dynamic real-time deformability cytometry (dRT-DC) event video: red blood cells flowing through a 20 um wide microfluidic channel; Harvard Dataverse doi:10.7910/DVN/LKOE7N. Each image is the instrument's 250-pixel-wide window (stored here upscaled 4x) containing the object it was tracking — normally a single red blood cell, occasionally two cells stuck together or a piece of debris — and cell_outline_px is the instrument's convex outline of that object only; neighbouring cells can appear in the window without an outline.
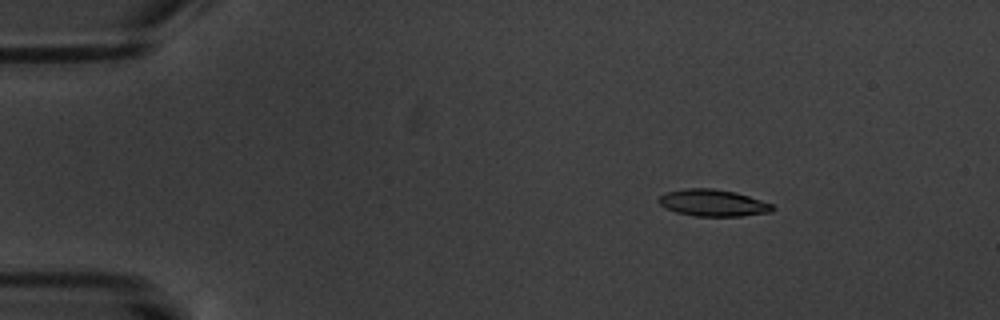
{"species": "common noctule bat (a hibernating species)", "species_latin": "Nyctalus noctula", "temperature_condition": "warm", "stored_images_in_passage": 12, "camera_frame_rate_fps": 3000, "um_per_image_px": 0.085, "animal": {"sex": "male", "body_mass_g": 20.1, "forearm_length_mm": 53.5}, "frame": {"image": 1, "passage_image": 3, "time_ms": 2.333, "image_size_px": [1000, 320], "cell_outline_px": [[776, 208], [772, 212], [740, 216], [696, 216], [676, 212], [664, 208], [656, 200], [660, 196], [668, 192], [688, 188], [712, 188], [736, 192], [772, 204]], "centroid_in_image_um": [60.6, 17.25], "position_along_channel_um": 24.4, "area_um2": 17.74}}
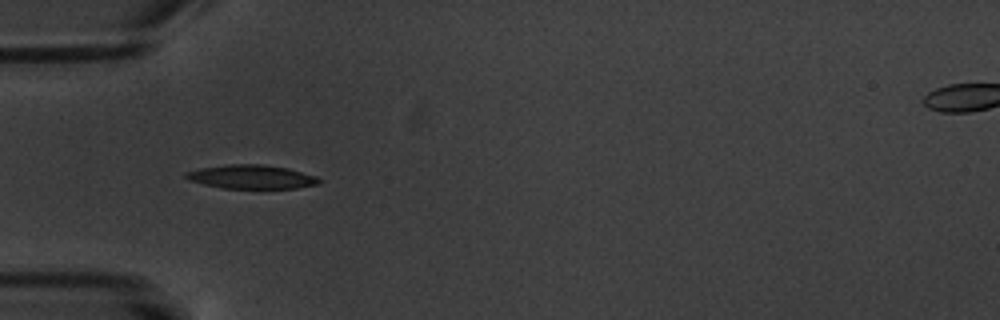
{"frame": {"image": 2, "passage_image": 6, "time_ms": 5.667, "image_size_px": [1000, 320], "cell_outline_px": [[324, 180], [320, 184], [296, 188], [220, 188], [188, 180], [184, 176], [184, 172], [200, 168], [228, 164], [260, 164], [288, 168], [316, 176]], "centroid_in_image_um": [21.39, 15.03], "position_along_channel_um": 63.6, "area_um2": 18.61}}
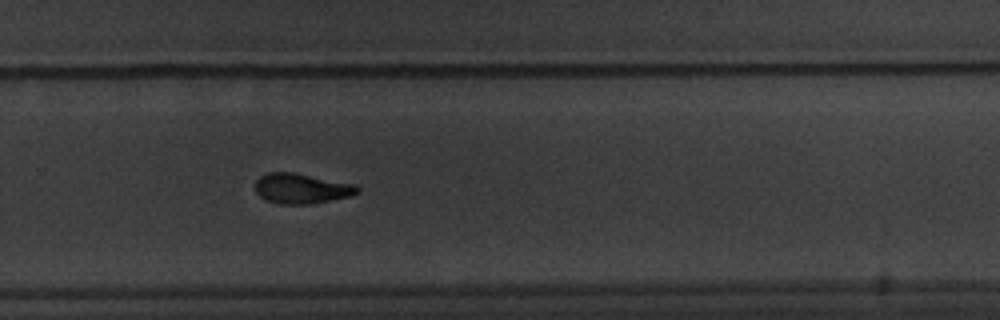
{"frame": {"image": 3, "passage_image": 12, "time_ms": 12.667, "image_size_px": [1000, 320], "cell_outline_px": [[360, 192], [352, 196], [312, 204], [280, 204], [264, 200], [256, 192], [256, 180], [260, 176], [268, 172], [292, 172], [356, 184], [360, 188]], "centroid_in_image_um": [25.65, 16.03], "position_along_channel_um": 304.1, "area_um2": 18.15}}